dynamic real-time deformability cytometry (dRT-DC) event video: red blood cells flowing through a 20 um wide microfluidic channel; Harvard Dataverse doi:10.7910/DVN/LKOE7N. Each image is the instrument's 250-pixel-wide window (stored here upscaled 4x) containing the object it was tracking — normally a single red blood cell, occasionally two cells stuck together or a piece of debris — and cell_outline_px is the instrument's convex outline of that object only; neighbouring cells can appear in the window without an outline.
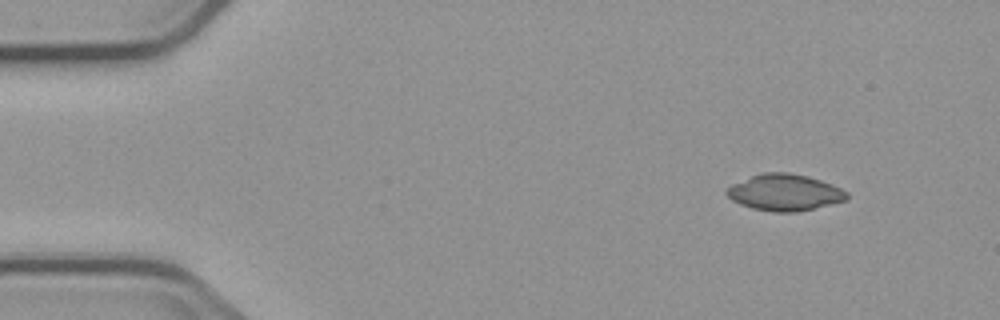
{"species": "common noctule bat (a hibernating species)", "species_latin": "Nyctalus noctula", "temperature_condition": "cold", "stored_images_in_passage": 5, "camera_frame_rate_fps": 3000, "um_per_image_px": 0.085, "animal": {"sex": "male", "body_mass_g": 23.1, "forearm_length_mm": 52.7}, "frame": {"image": 1, "passage_image": 1, "time_ms": 0.0, "image_size_px": [1000, 320], "cell_outline_px": [[848, 200], [796, 212], [772, 212], [752, 208], [740, 204], [732, 200], [724, 192], [732, 184], [760, 172], [788, 172], [808, 176], [832, 184], [848, 192]], "centroid_in_image_um": [66.69, 16.35], "position_along_channel_um": 18.3, "area_um2": 25.61}}